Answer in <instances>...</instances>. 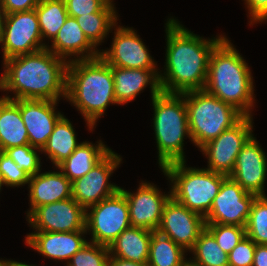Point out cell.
Here are the masks:
<instances>
[{"label":"cell","instance_id":"7dc6e473","mask_svg":"<svg viewBox=\"0 0 267 266\" xmlns=\"http://www.w3.org/2000/svg\"><path fill=\"white\" fill-rule=\"evenodd\" d=\"M4 185L3 183V179H2V176H1V173H0V191H1V187Z\"/></svg>","mask_w":267,"mask_h":266},{"label":"cell","instance_id":"2e32d148","mask_svg":"<svg viewBox=\"0 0 267 266\" xmlns=\"http://www.w3.org/2000/svg\"><path fill=\"white\" fill-rule=\"evenodd\" d=\"M120 191L127 199L131 226L151 230L160 225L164 205L171 197V189L168 194H163L153 183L142 181L135 193L121 187Z\"/></svg>","mask_w":267,"mask_h":266},{"label":"cell","instance_id":"7c38bea8","mask_svg":"<svg viewBox=\"0 0 267 266\" xmlns=\"http://www.w3.org/2000/svg\"><path fill=\"white\" fill-rule=\"evenodd\" d=\"M256 197L227 176L222 182L209 213L204 217L205 223L245 227Z\"/></svg>","mask_w":267,"mask_h":266},{"label":"cell","instance_id":"8fae6325","mask_svg":"<svg viewBox=\"0 0 267 266\" xmlns=\"http://www.w3.org/2000/svg\"><path fill=\"white\" fill-rule=\"evenodd\" d=\"M121 161L120 155L110 150L85 176L72 182V198L87 209L116 194L120 186L108 181Z\"/></svg>","mask_w":267,"mask_h":266},{"label":"cell","instance_id":"30bf717a","mask_svg":"<svg viewBox=\"0 0 267 266\" xmlns=\"http://www.w3.org/2000/svg\"><path fill=\"white\" fill-rule=\"evenodd\" d=\"M252 116H244L233 127L223 131L217 138L203 145L200 150L208 159L206 169L229 176L233 171L237 155L253 136Z\"/></svg>","mask_w":267,"mask_h":266},{"label":"cell","instance_id":"ffe728a7","mask_svg":"<svg viewBox=\"0 0 267 266\" xmlns=\"http://www.w3.org/2000/svg\"><path fill=\"white\" fill-rule=\"evenodd\" d=\"M112 73L114 77V96L118 105L131 102L148 85L151 88V98L162 92L158 69L112 67Z\"/></svg>","mask_w":267,"mask_h":266},{"label":"cell","instance_id":"5bb4252c","mask_svg":"<svg viewBox=\"0 0 267 266\" xmlns=\"http://www.w3.org/2000/svg\"><path fill=\"white\" fill-rule=\"evenodd\" d=\"M114 26V38L111 48L100 50V57L112 67L128 69H156L146 45L139 35L129 27ZM102 51V52H101Z\"/></svg>","mask_w":267,"mask_h":266},{"label":"cell","instance_id":"8992f818","mask_svg":"<svg viewBox=\"0 0 267 266\" xmlns=\"http://www.w3.org/2000/svg\"><path fill=\"white\" fill-rule=\"evenodd\" d=\"M185 163H171L162 169L172 183L171 196L189 210L205 217L227 175L206 168L186 167Z\"/></svg>","mask_w":267,"mask_h":266},{"label":"cell","instance_id":"7bdbcfd3","mask_svg":"<svg viewBox=\"0 0 267 266\" xmlns=\"http://www.w3.org/2000/svg\"><path fill=\"white\" fill-rule=\"evenodd\" d=\"M7 266H35V265H30V264H26V263H22V262H18V261H13V260H8Z\"/></svg>","mask_w":267,"mask_h":266},{"label":"cell","instance_id":"ba28073f","mask_svg":"<svg viewBox=\"0 0 267 266\" xmlns=\"http://www.w3.org/2000/svg\"><path fill=\"white\" fill-rule=\"evenodd\" d=\"M130 226L127 199L120 190L86 209V232H91L92 243L109 247Z\"/></svg>","mask_w":267,"mask_h":266},{"label":"cell","instance_id":"83f0119b","mask_svg":"<svg viewBox=\"0 0 267 266\" xmlns=\"http://www.w3.org/2000/svg\"><path fill=\"white\" fill-rule=\"evenodd\" d=\"M117 18L115 7L109 4L99 12L75 17L83 33L95 47L112 31L117 24Z\"/></svg>","mask_w":267,"mask_h":266},{"label":"cell","instance_id":"ac0fdd59","mask_svg":"<svg viewBox=\"0 0 267 266\" xmlns=\"http://www.w3.org/2000/svg\"><path fill=\"white\" fill-rule=\"evenodd\" d=\"M58 101L20 99V113L27 129L29 144L41 150L47 144L57 121L63 116L56 112Z\"/></svg>","mask_w":267,"mask_h":266},{"label":"cell","instance_id":"d590c367","mask_svg":"<svg viewBox=\"0 0 267 266\" xmlns=\"http://www.w3.org/2000/svg\"><path fill=\"white\" fill-rule=\"evenodd\" d=\"M256 243L245 236L228 254L229 266H252Z\"/></svg>","mask_w":267,"mask_h":266},{"label":"cell","instance_id":"d6986e66","mask_svg":"<svg viewBox=\"0 0 267 266\" xmlns=\"http://www.w3.org/2000/svg\"><path fill=\"white\" fill-rule=\"evenodd\" d=\"M86 230L73 232L34 231L25 238V243L44 257L55 260H67L78 252L87 240L83 237Z\"/></svg>","mask_w":267,"mask_h":266},{"label":"cell","instance_id":"5b68a950","mask_svg":"<svg viewBox=\"0 0 267 266\" xmlns=\"http://www.w3.org/2000/svg\"><path fill=\"white\" fill-rule=\"evenodd\" d=\"M153 128L161 170L168 164L185 161V136L191 140L185 93L161 92L152 98Z\"/></svg>","mask_w":267,"mask_h":266},{"label":"cell","instance_id":"484cf974","mask_svg":"<svg viewBox=\"0 0 267 266\" xmlns=\"http://www.w3.org/2000/svg\"><path fill=\"white\" fill-rule=\"evenodd\" d=\"M151 240L148 266H183L187 261L185 251L177 245L170 234L157 226L150 230Z\"/></svg>","mask_w":267,"mask_h":266},{"label":"cell","instance_id":"f35d334b","mask_svg":"<svg viewBox=\"0 0 267 266\" xmlns=\"http://www.w3.org/2000/svg\"><path fill=\"white\" fill-rule=\"evenodd\" d=\"M41 1L42 0H1L6 14L33 10Z\"/></svg>","mask_w":267,"mask_h":266},{"label":"cell","instance_id":"f546056e","mask_svg":"<svg viewBox=\"0 0 267 266\" xmlns=\"http://www.w3.org/2000/svg\"><path fill=\"white\" fill-rule=\"evenodd\" d=\"M194 254L189 261L196 266H229L228 254L218 245L214 236L205 228L189 251Z\"/></svg>","mask_w":267,"mask_h":266},{"label":"cell","instance_id":"9a60e30c","mask_svg":"<svg viewBox=\"0 0 267 266\" xmlns=\"http://www.w3.org/2000/svg\"><path fill=\"white\" fill-rule=\"evenodd\" d=\"M159 227L166 230L177 245L190 251L205 229V219L171 196L164 205Z\"/></svg>","mask_w":267,"mask_h":266},{"label":"cell","instance_id":"d4e9b609","mask_svg":"<svg viewBox=\"0 0 267 266\" xmlns=\"http://www.w3.org/2000/svg\"><path fill=\"white\" fill-rule=\"evenodd\" d=\"M98 144L83 141L76 150L56 168L71 182L85 176L111 149L101 140Z\"/></svg>","mask_w":267,"mask_h":266},{"label":"cell","instance_id":"e0dca14e","mask_svg":"<svg viewBox=\"0 0 267 266\" xmlns=\"http://www.w3.org/2000/svg\"><path fill=\"white\" fill-rule=\"evenodd\" d=\"M267 156L254 135L237 155L235 167L229 175L245 191L256 196H266Z\"/></svg>","mask_w":267,"mask_h":266},{"label":"cell","instance_id":"4dcf8cb0","mask_svg":"<svg viewBox=\"0 0 267 266\" xmlns=\"http://www.w3.org/2000/svg\"><path fill=\"white\" fill-rule=\"evenodd\" d=\"M245 230L256 244L267 245V196H257L253 201Z\"/></svg>","mask_w":267,"mask_h":266},{"label":"cell","instance_id":"836d02e7","mask_svg":"<svg viewBox=\"0 0 267 266\" xmlns=\"http://www.w3.org/2000/svg\"><path fill=\"white\" fill-rule=\"evenodd\" d=\"M38 150L41 152L40 148L27 144L8 148L4 152L12 158L20 169L29 176H33L41 172V159L37 153Z\"/></svg>","mask_w":267,"mask_h":266},{"label":"cell","instance_id":"ab89813d","mask_svg":"<svg viewBox=\"0 0 267 266\" xmlns=\"http://www.w3.org/2000/svg\"><path fill=\"white\" fill-rule=\"evenodd\" d=\"M252 266H267V245L256 244Z\"/></svg>","mask_w":267,"mask_h":266},{"label":"cell","instance_id":"7402d4cb","mask_svg":"<svg viewBox=\"0 0 267 266\" xmlns=\"http://www.w3.org/2000/svg\"><path fill=\"white\" fill-rule=\"evenodd\" d=\"M72 182L60 171L38 172L28 182L30 210L72 197Z\"/></svg>","mask_w":267,"mask_h":266},{"label":"cell","instance_id":"d6a6232c","mask_svg":"<svg viewBox=\"0 0 267 266\" xmlns=\"http://www.w3.org/2000/svg\"><path fill=\"white\" fill-rule=\"evenodd\" d=\"M205 228L214 236L219 247L227 254L246 236L245 227L205 223Z\"/></svg>","mask_w":267,"mask_h":266},{"label":"cell","instance_id":"603a6c76","mask_svg":"<svg viewBox=\"0 0 267 266\" xmlns=\"http://www.w3.org/2000/svg\"><path fill=\"white\" fill-rule=\"evenodd\" d=\"M150 240V230L142 227L130 226L108 247L109 258H119L140 264H147Z\"/></svg>","mask_w":267,"mask_h":266},{"label":"cell","instance_id":"52a82bcc","mask_svg":"<svg viewBox=\"0 0 267 266\" xmlns=\"http://www.w3.org/2000/svg\"><path fill=\"white\" fill-rule=\"evenodd\" d=\"M191 141L201 148L223 131L237 124L244 115L205 90L185 93Z\"/></svg>","mask_w":267,"mask_h":266},{"label":"cell","instance_id":"bcb514c9","mask_svg":"<svg viewBox=\"0 0 267 266\" xmlns=\"http://www.w3.org/2000/svg\"><path fill=\"white\" fill-rule=\"evenodd\" d=\"M107 4H109L110 6L114 7V3L113 0H105Z\"/></svg>","mask_w":267,"mask_h":266},{"label":"cell","instance_id":"cb8c5ba5","mask_svg":"<svg viewBox=\"0 0 267 266\" xmlns=\"http://www.w3.org/2000/svg\"><path fill=\"white\" fill-rule=\"evenodd\" d=\"M27 144L29 137L20 113V100L0 97V151Z\"/></svg>","mask_w":267,"mask_h":266},{"label":"cell","instance_id":"3957f363","mask_svg":"<svg viewBox=\"0 0 267 266\" xmlns=\"http://www.w3.org/2000/svg\"><path fill=\"white\" fill-rule=\"evenodd\" d=\"M224 37L213 49L204 90L232 105L244 116H252L254 83L249 66Z\"/></svg>","mask_w":267,"mask_h":266},{"label":"cell","instance_id":"4316f807","mask_svg":"<svg viewBox=\"0 0 267 266\" xmlns=\"http://www.w3.org/2000/svg\"><path fill=\"white\" fill-rule=\"evenodd\" d=\"M77 142L76 133L71 122L63 115L55 124L53 132L49 136L47 144L41 153L47 154L48 158L57 167L67 159L81 144Z\"/></svg>","mask_w":267,"mask_h":266},{"label":"cell","instance_id":"e575fe53","mask_svg":"<svg viewBox=\"0 0 267 266\" xmlns=\"http://www.w3.org/2000/svg\"><path fill=\"white\" fill-rule=\"evenodd\" d=\"M0 173L5 186L19 187L28 184L30 176L4 151H0Z\"/></svg>","mask_w":267,"mask_h":266},{"label":"cell","instance_id":"44dd1931","mask_svg":"<svg viewBox=\"0 0 267 266\" xmlns=\"http://www.w3.org/2000/svg\"><path fill=\"white\" fill-rule=\"evenodd\" d=\"M46 48L68 61L94 59L100 55V51L88 40L77 20L70 16L58 31L51 47L47 45ZM72 56L74 59H70Z\"/></svg>","mask_w":267,"mask_h":266},{"label":"cell","instance_id":"277c9868","mask_svg":"<svg viewBox=\"0 0 267 266\" xmlns=\"http://www.w3.org/2000/svg\"><path fill=\"white\" fill-rule=\"evenodd\" d=\"M66 100L76 106L92 131L108 105L117 104L112 66L100 56L69 61Z\"/></svg>","mask_w":267,"mask_h":266},{"label":"cell","instance_id":"6da1fadb","mask_svg":"<svg viewBox=\"0 0 267 266\" xmlns=\"http://www.w3.org/2000/svg\"><path fill=\"white\" fill-rule=\"evenodd\" d=\"M165 25L166 71L159 72L162 92L183 94L204 90L210 55L225 36L205 39L189 31L172 17Z\"/></svg>","mask_w":267,"mask_h":266},{"label":"cell","instance_id":"f1b7e54d","mask_svg":"<svg viewBox=\"0 0 267 266\" xmlns=\"http://www.w3.org/2000/svg\"><path fill=\"white\" fill-rule=\"evenodd\" d=\"M42 39L52 42L69 16L64 0H42L35 8Z\"/></svg>","mask_w":267,"mask_h":266},{"label":"cell","instance_id":"74e56055","mask_svg":"<svg viewBox=\"0 0 267 266\" xmlns=\"http://www.w3.org/2000/svg\"><path fill=\"white\" fill-rule=\"evenodd\" d=\"M250 17V24L267 20V0H244Z\"/></svg>","mask_w":267,"mask_h":266},{"label":"cell","instance_id":"ee69618b","mask_svg":"<svg viewBox=\"0 0 267 266\" xmlns=\"http://www.w3.org/2000/svg\"><path fill=\"white\" fill-rule=\"evenodd\" d=\"M8 260L0 259V266H7Z\"/></svg>","mask_w":267,"mask_h":266},{"label":"cell","instance_id":"60d3db41","mask_svg":"<svg viewBox=\"0 0 267 266\" xmlns=\"http://www.w3.org/2000/svg\"><path fill=\"white\" fill-rule=\"evenodd\" d=\"M108 266H148V265L136 263V262L125 260V259L109 258Z\"/></svg>","mask_w":267,"mask_h":266},{"label":"cell","instance_id":"b9f144b4","mask_svg":"<svg viewBox=\"0 0 267 266\" xmlns=\"http://www.w3.org/2000/svg\"><path fill=\"white\" fill-rule=\"evenodd\" d=\"M6 12L4 10L3 4L0 1V35L3 30L4 22H5Z\"/></svg>","mask_w":267,"mask_h":266},{"label":"cell","instance_id":"7a4b0ae2","mask_svg":"<svg viewBox=\"0 0 267 266\" xmlns=\"http://www.w3.org/2000/svg\"><path fill=\"white\" fill-rule=\"evenodd\" d=\"M68 64V60L56 56L47 48L4 60L0 89L13 91L14 96L3 97L10 100L66 99Z\"/></svg>","mask_w":267,"mask_h":266},{"label":"cell","instance_id":"8d00e7d4","mask_svg":"<svg viewBox=\"0 0 267 266\" xmlns=\"http://www.w3.org/2000/svg\"><path fill=\"white\" fill-rule=\"evenodd\" d=\"M70 17H78L101 11L106 5L105 0H64Z\"/></svg>","mask_w":267,"mask_h":266},{"label":"cell","instance_id":"1f68e13d","mask_svg":"<svg viewBox=\"0 0 267 266\" xmlns=\"http://www.w3.org/2000/svg\"><path fill=\"white\" fill-rule=\"evenodd\" d=\"M109 257L107 246L87 242L65 266H108Z\"/></svg>","mask_w":267,"mask_h":266},{"label":"cell","instance_id":"4fadbf2b","mask_svg":"<svg viewBox=\"0 0 267 266\" xmlns=\"http://www.w3.org/2000/svg\"><path fill=\"white\" fill-rule=\"evenodd\" d=\"M27 221L36 231L73 232L86 230V209L72 197L35 208Z\"/></svg>","mask_w":267,"mask_h":266},{"label":"cell","instance_id":"9c48e42d","mask_svg":"<svg viewBox=\"0 0 267 266\" xmlns=\"http://www.w3.org/2000/svg\"><path fill=\"white\" fill-rule=\"evenodd\" d=\"M3 61L46 48L35 9L6 14L0 35Z\"/></svg>","mask_w":267,"mask_h":266},{"label":"cell","instance_id":"f6af8a7d","mask_svg":"<svg viewBox=\"0 0 267 266\" xmlns=\"http://www.w3.org/2000/svg\"><path fill=\"white\" fill-rule=\"evenodd\" d=\"M183 266H196L193 263H191L189 260H187Z\"/></svg>","mask_w":267,"mask_h":266}]
</instances>
